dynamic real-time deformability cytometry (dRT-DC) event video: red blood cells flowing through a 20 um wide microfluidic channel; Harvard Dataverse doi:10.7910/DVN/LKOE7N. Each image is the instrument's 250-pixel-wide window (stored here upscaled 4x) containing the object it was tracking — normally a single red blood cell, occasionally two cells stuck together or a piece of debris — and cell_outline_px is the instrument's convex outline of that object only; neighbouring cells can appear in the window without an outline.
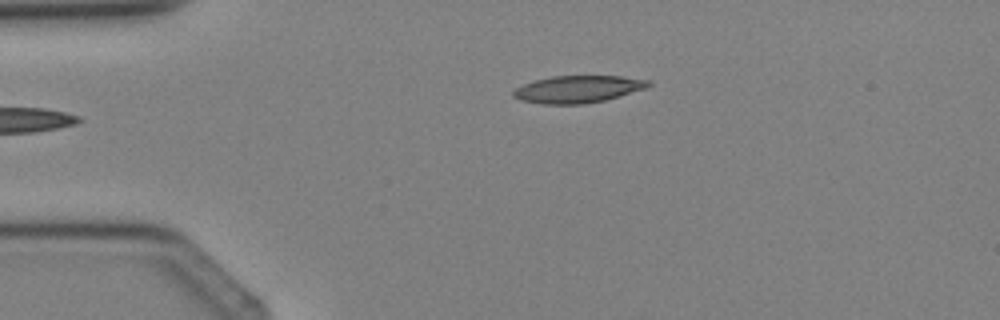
{"species": "Egyptian fruit bat (a non-hibernating species)", "species_latin": "Rousettus aegyptiacus", "temperature_condition": "cold", "stored_images_in_passage": 4, "camera_frame_rate_fps": 3000, "um_per_image_px": 0.085, "animal": {"sex": "female"}, "frame": {"image": 1, "passage_image": 4, "time_ms": 3.667, "image_size_px": [1000, 320], "cell_outline_px": [[652, 84], [648, 88], [604, 100], [584, 104], [540, 104], [520, 100], [512, 96], [512, 92], [516, 88], [524, 84], [536, 80], [552, 76], [620, 76], [652, 80]], "centroid_in_image_um": [49.15, 7.58], "position_along_channel_um": 35.9, "area_um2": 21.5}}